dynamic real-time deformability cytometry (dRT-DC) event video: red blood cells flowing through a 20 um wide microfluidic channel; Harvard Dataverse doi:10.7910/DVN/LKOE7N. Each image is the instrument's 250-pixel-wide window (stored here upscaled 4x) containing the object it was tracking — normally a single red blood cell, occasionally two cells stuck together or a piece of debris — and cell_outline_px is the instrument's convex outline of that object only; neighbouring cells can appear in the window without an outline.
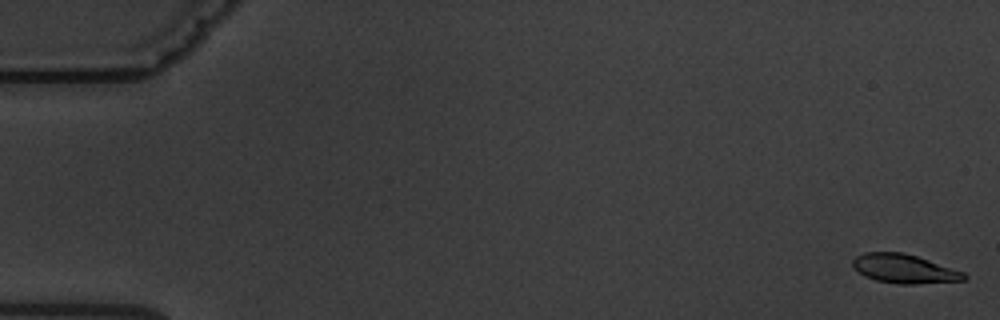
{"species": "common noctule bat (a hibernating species)", "species_latin": "Nyctalus noctula", "temperature_condition": "warm", "stored_images_in_passage": 15, "camera_frame_rate_fps": 3000, "um_per_image_px": 0.085, "animal": {"sex": "male", "body_mass_g": 19.5, "forearm_length_mm": 54.6}, "frame": {"image": 1, "passage_image": 1, "time_ms": 0.0, "image_size_px": [1000, 320], "cell_outline_px": [[968, 276], [964, 280], [916, 284], [900, 284], [876, 280], [864, 276], [856, 272], [852, 268], [852, 260], [856, 256], [864, 252], [904, 252], [964, 272]], "centroid_in_image_um": [76.8, 22.84], "position_along_channel_um": 8.2, "area_um2": 18.84}}
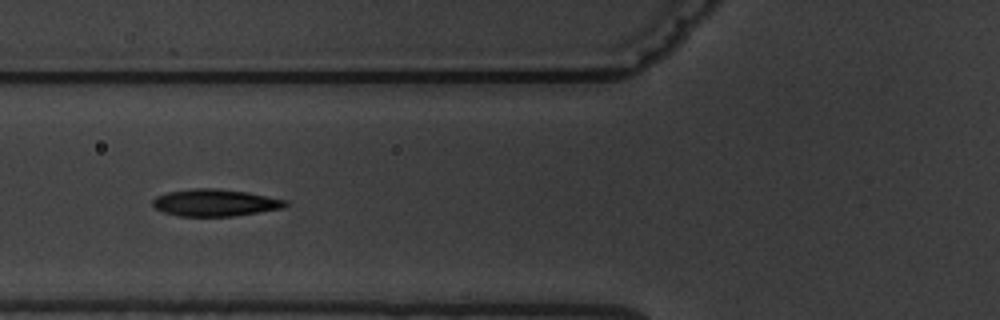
{"frame": {"image": 2, "passage_image": 6, "time_ms": 7.0, "image_size_px": [1000, 320], "cell_outline_px": [[288, 204], [284, 208], [232, 216], [180, 216], [164, 212], [156, 208], [152, 204], [152, 200], [156, 196], [168, 192], [192, 188], [216, 188], [248, 192], [288, 200]], "centroid_in_image_um": [18.3, 17.22], "position_along_channel_um": 107.5, "area_um2": 20.92}}
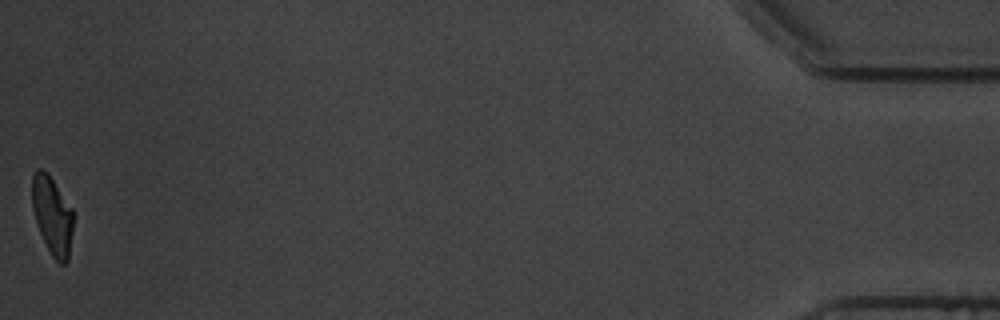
{"frame": {"image": 3, "passage_image": 15, "time_ms": 18.667, "image_size_px": [1000, 320], "cell_outline_px": [[72, 232], [68, 260], [64, 264], [60, 264], [52, 256], [40, 232], [32, 208], [32, 176], [36, 168], [44, 168], [48, 172], [72, 208]], "centroid_in_image_um": [4.43, 18.26], "position_along_channel_um": 430.8, "area_um2": 18.67}, "authors_computed_cell_mechanics": {"area_um2": 20.519, "velocity_mm_per_s": 3.5758, "shape_relaxation_time_tau1_ms": 3.5396, "shape_relaxation_time_tau2_ms": 1.0564, "deformation_change_tau1": 0.1402, "deformation_change_tau2": 0.059}}